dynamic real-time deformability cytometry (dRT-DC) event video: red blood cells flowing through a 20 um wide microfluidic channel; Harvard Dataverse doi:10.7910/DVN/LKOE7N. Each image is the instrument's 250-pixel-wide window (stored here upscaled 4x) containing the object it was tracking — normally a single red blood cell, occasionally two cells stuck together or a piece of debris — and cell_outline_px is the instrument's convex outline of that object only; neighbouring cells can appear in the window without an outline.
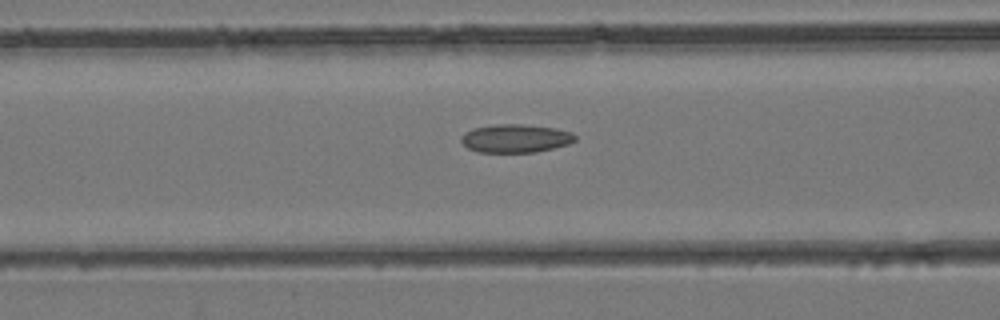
{"species": "common noctule bat (a hibernating species)", "species_latin": "Nyctalus noctula", "temperature_condition": "room temperature", "stored_images_in_passage": 36, "camera_frame_rate_fps": 3000, "um_per_image_px": 0.085, "animal": {"sex": "female", "body_mass_g": 24.6, "forearm_length_mm": 56.2}, "frame": {"image": 1, "passage_image": 11, "time_ms": 3.333, "image_size_px": [1000, 320], "cell_outline_px": [[576, 140], [568, 144], [536, 152], [476, 152], [468, 148], [460, 140], [460, 136], [464, 132], [472, 128], [496, 124], [520, 124], [556, 128], [572, 132], [576, 136]], "centroid_in_image_um": [43.79, 11.76], "position_along_channel_um": 122.8, "area_um2": 18.9}}
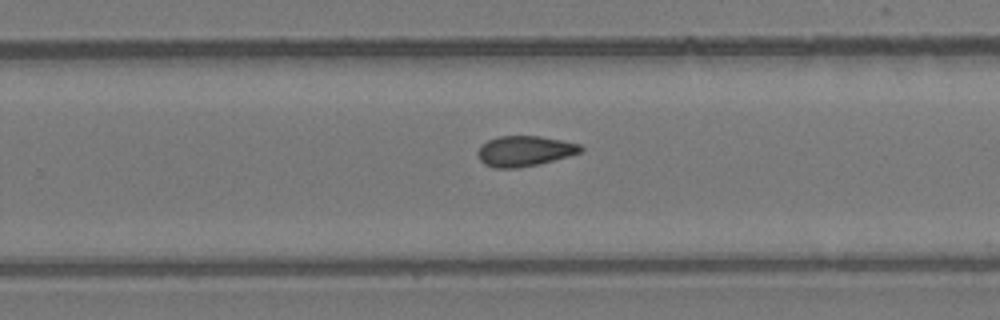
{"frame": {"image": 2, "passage_image": 21, "time_ms": 6.667, "image_size_px": [1000, 320], "cell_outline_px": [[584, 148], [580, 152], [568, 156], [540, 164], [516, 168], [496, 168], [484, 164], [480, 160], [476, 152], [480, 144], [488, 140], [500, 136], [540, 136], [580, 144]], "centroid_in_image_um": [44.55, 12.84], "position_along_channel_um": 285.2, "area_um2": 18.26}}
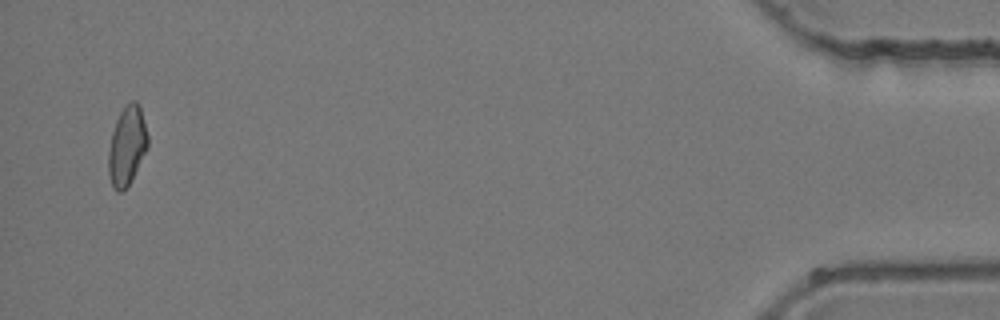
{"frame": {"image": 3, "passage_image": 35, "time_ms": 11.333, "image_size_px": [1000, 320], "cell_outline_px": [[148, 148], [128, 184], [120, 192], [116, 192], [112, 188], [108, 172], [108, 152], [112, 132], [116, 120], [120, 112], [132, 100], [136, 100], [140, 104], [148, 136]], "centroid_in_image_um": [10.79, 12.38], "position_along_channel_um": 424.4, "area_um2": 18.03}}